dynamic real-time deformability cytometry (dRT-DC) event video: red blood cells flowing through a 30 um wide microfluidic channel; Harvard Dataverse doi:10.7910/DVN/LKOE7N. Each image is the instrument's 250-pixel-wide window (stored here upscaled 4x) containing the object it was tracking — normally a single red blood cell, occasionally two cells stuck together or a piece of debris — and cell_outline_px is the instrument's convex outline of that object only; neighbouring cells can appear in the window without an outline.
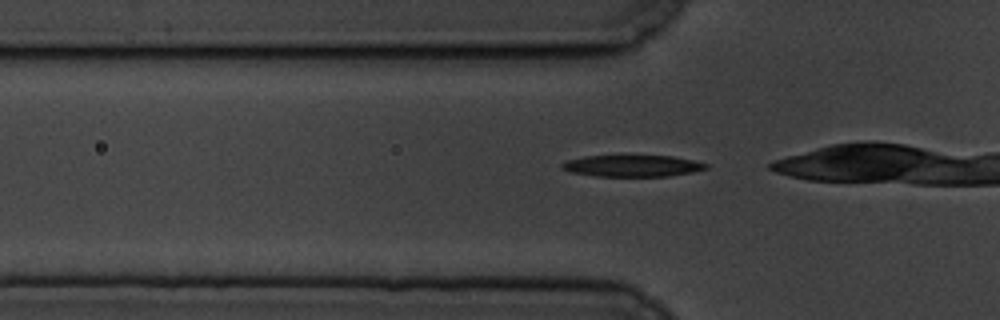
{"species": "common noctule bat (a hibernating species)", "species_latin": "Nyctalus noctula", "temperature_condition": "cold", "stored_images_in_passage": 8, "camera_frame_rate_fps": 3000, "um_per_image_px": 0.085, "animal": {"sex": "male", "body_mass_g": 19.5, "forearm_length_mm": 54.6}, "frame": {"image": 1, "passage_image": 2, "time_ms": 0.333, "image_size_px": [1000, 320], "cell_outline_px": [[708, 168], [692, 172], [668, 176], [596, 176], [572, 172], [560, 168], [560, 164], [568, 160], [584, 156], [672, 156], [692, 160], [708, 164]], "centroid_in_image_um": [53.74, 14.1], "position_along_channel_um": 72.1, "area_um2": 17.92}}
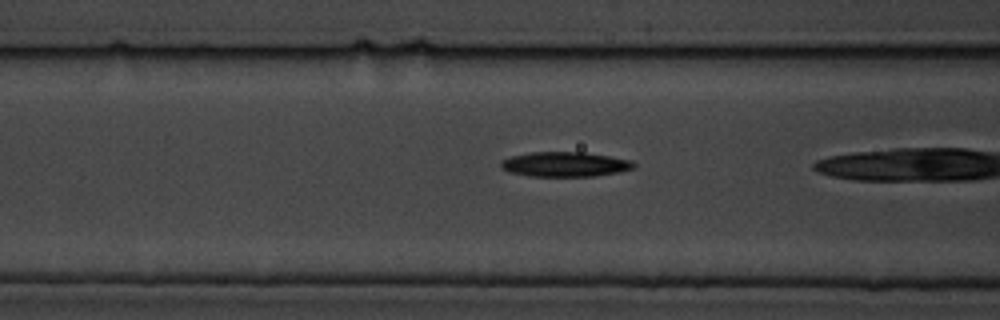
{"frame": {"image": 2, "passage_image": 6, "time_ms": 1.667, "image_size_px": [1000, 320], "cell_outline_px": [[636, 168], [596, 176], [532, 176], [508, 172], [500, 168], [500, 164], [504, 160], [512, 156], [532, 152], [584, 152], [632, 160], [636, 164]], "centroid_in_image_um": [48.04, 13.96], "position_along_channel_um": 118.6, "area_um2": 19.13}}